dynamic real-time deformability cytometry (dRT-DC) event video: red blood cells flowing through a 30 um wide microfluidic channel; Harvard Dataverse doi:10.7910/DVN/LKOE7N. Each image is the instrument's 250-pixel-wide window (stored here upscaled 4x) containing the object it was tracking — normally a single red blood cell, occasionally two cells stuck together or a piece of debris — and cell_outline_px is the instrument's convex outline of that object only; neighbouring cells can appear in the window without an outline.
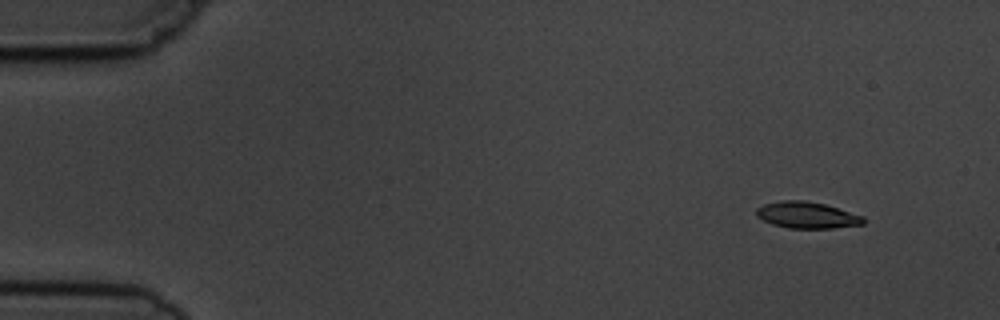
{"species": "common noctule bat (a hibernating species)", "species_latin": "Nyctalus noctula", "temperature_condition": "cold", "stored_images_in_passage": 4, "camera_frame_rate_fps": 3000, "um_per_image_px": 0.085, "animal": {"sex": "male", "body_mass_g": 19.5, "forearm_length_mm": 54.6}, "frame": {"image": 1, "passage_image": 1, "time_ms": 0.0, "image_size_px": [1000, 320], "cell_outline_px": [[864, 224], [832, 228], [788, 228], [772, 224], [756, 216], [756, 208], [764, 204], [784, 200], [804, 200], [824, 204], [864, 216]], "centroid_in_image_um": [68.58, 18.28], "position_along_channel_um": 16.4, "area_um2": 16.42}}